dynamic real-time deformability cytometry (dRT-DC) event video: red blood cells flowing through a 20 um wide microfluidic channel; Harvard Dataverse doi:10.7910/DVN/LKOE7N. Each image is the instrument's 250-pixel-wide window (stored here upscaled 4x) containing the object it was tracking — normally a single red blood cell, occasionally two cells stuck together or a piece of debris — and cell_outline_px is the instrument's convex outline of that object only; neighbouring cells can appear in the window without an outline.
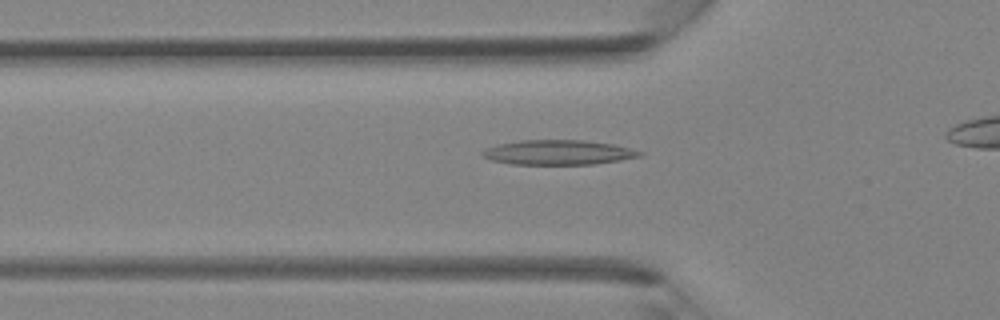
{"species": "Egyptian fruit bat (a non-hibernating species)", "species_latin": "Rousettus aegyptiacus", "temperature_condition": "room temperature", "stored_images_in_passage": 30, "camera_frame_rate_fps": 3000, "um_per_image_px": 0.085, "animal": {"sex": "female"}, "frame": {"image": 1, "passage_image": 10, "time_ms": 3.0, "image_size_px": [1000, 320], "cell_outline_px": [[644, 156], [620, 160], [592, 164], [512, 164], [492, 160], [484, 156], [480, 152], [488, 148], [500, 144], [520, 140], [584, 140], [612, 144], [644, 152]], "centroid_in_image_um": [47.49, 12.95], "position_along_channel_um": 78.3, "area_um2": 22.43}}
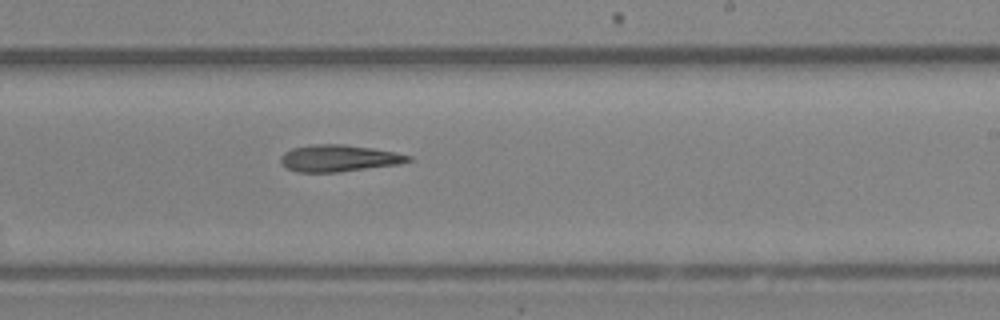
{"frame": {"image": 2, "passage_image": 21, "time_ms": 6.667, "image_size_px": [1000, 320], "cell_outline_px": [[412, 160], [400, 164], [336, 172], [296, 172], [280, 164], [280, 156], [284, 152], [292, 148], [316, 144], [344, 144], [372, 148], [396, 152], [412, 156]], "centroid_in_image_um": [28.79, 13.45], "position_along_channel_um": 260.2, "area_um2": 19.94}}
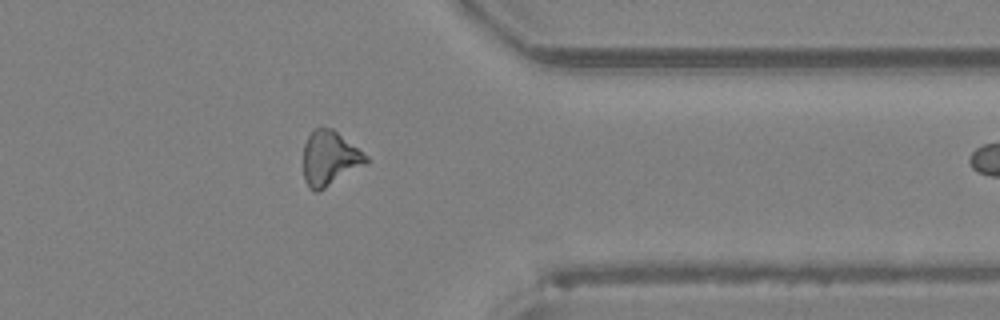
{"frame": {"image": 3, "passage_image": 29, "time_ms": 9.333, "image_size_px": [1000, 320], "cell_outline_px": [[368, 160], [364, 164], [324, 188], [316, 192], [312, 192], [308, 188], [304, 180], [304, 144], [308, 136], [320, 124], [332, 128], [368, 156]], "centroid_in_image_um": [27.98, 13.43], "position_along_channel_um": 383.4, "area_um2": 19.71}}